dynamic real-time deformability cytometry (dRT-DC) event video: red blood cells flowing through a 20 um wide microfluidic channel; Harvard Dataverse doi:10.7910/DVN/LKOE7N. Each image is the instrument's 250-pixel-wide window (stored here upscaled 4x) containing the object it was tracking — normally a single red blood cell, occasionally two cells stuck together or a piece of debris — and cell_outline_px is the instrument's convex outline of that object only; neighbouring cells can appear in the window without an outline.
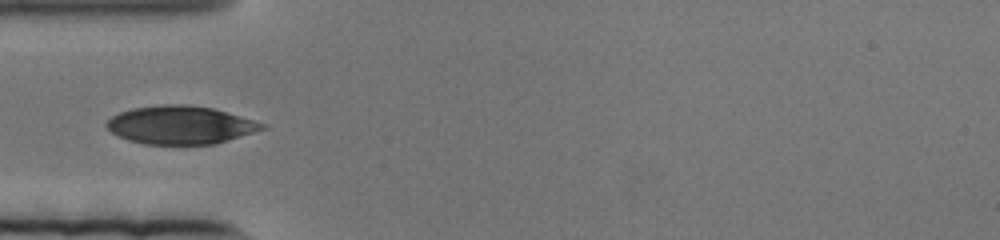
{"species": "human", "species_latin": "Homo sapiens", "temperature_condition": "cold", "stored_images_in_passage": 60, "camera_frame_rate_fps": 3000, "um_per_image_px": 0.085, "donor": {"sex": "female"}, "frame": {"image": 1, "passage_image": 1, "time_ms": 0.0, "image_size_px": [1000, 240], "cell_outline_px": [[268, 128], [216, 144], [144, 144], [128, 140], [112, 132], [104, 124], [112, 116], [120, 112], [132, 108], [164, 104], [184, 104], [212, 108], [268, 124]], "centroid_in_image_um": [15.36, 10.62], "position_along_channel_um": 69.6, "area_um2": 34.56}}
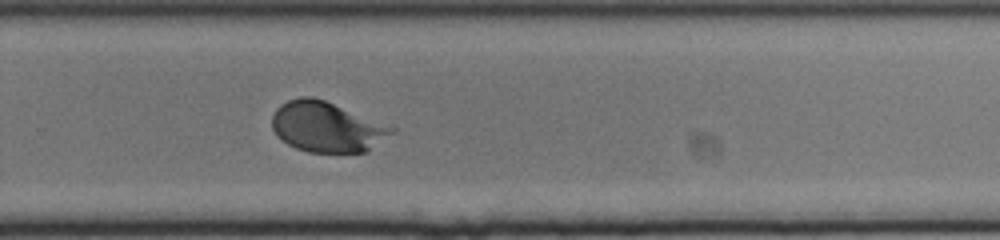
{"frame": {"image": 2, "passage_image": 31, "time_ms": 10.0, "image_size_px": [1000, 240], "cell_outline_px": [[396, 132], [364, 152], [308, 152], [296, 148], [288, 144], [276, 136], [272, 128], [272, 116], [276, 108], [280, 104], [288, 100], [300, 96], [312, 96], [324, 100], [396, 128]], "centroid_in_image_um": [27.74, 10.78], "position_along_channel_um": 302.1, "area_um2": 34.91}}
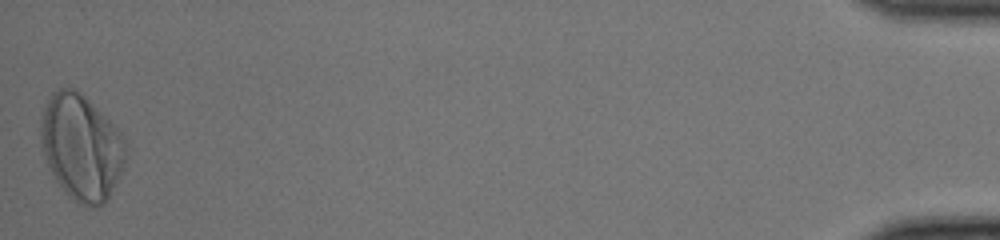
{"frame": {"image": 3, "passage_image": 60, "time_ms": 19.667, "image_size_px": [1000, 240], "cell_outline_px": [[128, 148], [124, 164], [104, 204], [96, 208], [80, 204], [68, 196], [64, 192], [48, 168], [40, 148], [40, 120], [48, 96], [52, 92], [60, 88], [76, 88], [124, 136]], "centroid_in_image_um": [6.88, 12.51], "position_along_channel_um": 428.3, "area_um2": 52.42}}